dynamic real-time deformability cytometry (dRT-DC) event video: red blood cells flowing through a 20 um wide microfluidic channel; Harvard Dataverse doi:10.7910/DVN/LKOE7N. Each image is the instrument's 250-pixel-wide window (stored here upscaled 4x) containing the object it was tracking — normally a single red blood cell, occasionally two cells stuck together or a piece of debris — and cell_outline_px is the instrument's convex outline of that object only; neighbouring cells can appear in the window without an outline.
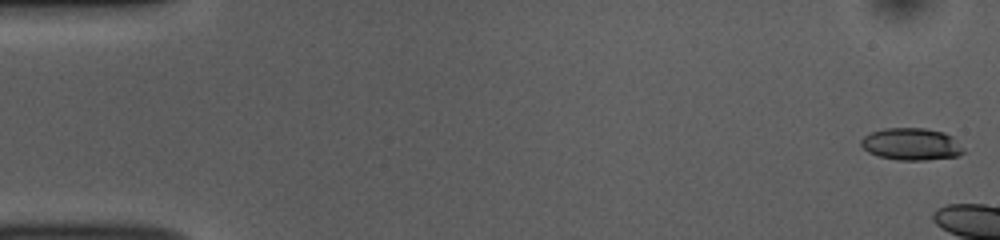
{"species": "common noctule bat (a hibernating species)", "species_latin": "Nyctalus noctula", "temperature_condition": "room temperature", "stored_images_in_passage": 8, "camera_frame_rate_fps": 3000, "um_per_image_px": 0.085, "animal": {"sex": "female", "body_mass_g": 10.0, "forearm_length_mm": 53.1}, "frame": {"image": 1, "passage_image": 1, "time_ms": 0.0, "image_size_px": [1000, 240], "cell_outline_px": [[964, 152], [956, 156], [924, 160], [896, 160], [880, 156], [868, 152], [860, 144], [860, 140], [864, 136], [872, 132], [888, 128], [924, 128], [944, 132]], "centroid_in_image_um": [77.38, 12.25], "position_along_channel_um": 7.6, "area_um2": 18.61}}